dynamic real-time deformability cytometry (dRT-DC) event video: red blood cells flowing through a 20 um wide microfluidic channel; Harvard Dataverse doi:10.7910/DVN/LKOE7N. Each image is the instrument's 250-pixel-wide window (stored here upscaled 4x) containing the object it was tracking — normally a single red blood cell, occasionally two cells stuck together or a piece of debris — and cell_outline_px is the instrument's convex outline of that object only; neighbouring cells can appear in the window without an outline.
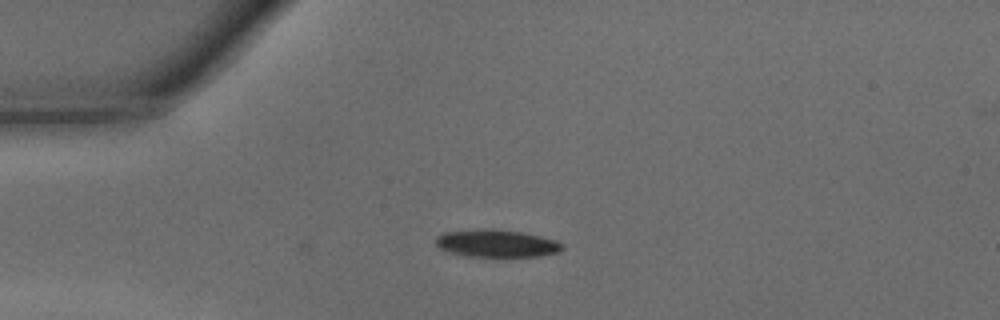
{"species": "common noctule bat (a hibernating species)", "species_latin": "Nyctalus noctula", "temperature_condition": "warm", "stored_images_in_passage": 5, "camera_frame_rate_fps": 3000, "um_per_image_px": 0.085, "animal": {"sex": "male", "body_mass_g": 15.6}, "frame": {"image": 1, "passage_image": 5, "time_ms": 1.333, "image_size_px": [1000, 320], "cell_outline_px": [[564, 248], [560, 252], [540, 256], [468, 256], [448, 252], [440, 248], [436, 244], [436, 236], [444, 232], [484, 228], [492, 228], [520, 232], [540, 236], [556, 240], [564, 244]], "centroid_in_image_um": [42.22, 20.68], "position_along_channel_um": 42.8, "area_um2": 20.35}}